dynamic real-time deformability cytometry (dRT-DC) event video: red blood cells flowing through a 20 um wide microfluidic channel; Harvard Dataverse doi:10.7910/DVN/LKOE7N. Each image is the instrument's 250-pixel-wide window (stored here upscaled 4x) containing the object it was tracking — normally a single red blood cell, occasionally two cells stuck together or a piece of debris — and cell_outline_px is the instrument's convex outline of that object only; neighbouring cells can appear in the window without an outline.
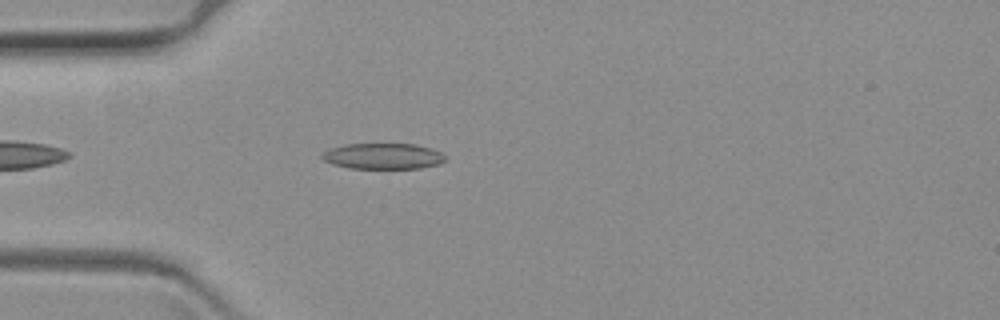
{"species": "common noctule bat (a hibernating species)", "species_latin": "Nyctalus noctula", "temperature_condition": "warm", "stored_images_in_passage": 45, "camera_frame_rate_fps": 3000, "um_per_image_px": 0.085, "animal": {"sex": "female", "body_mass_g": 19.3, "forearm_length_mm": 54.1}, "frame": {"image": 1, "passage_image": 6, "time_ms": 1.667, "image_size_px": [1000, 320], "cell_outline_px": [[444, 160], [440, 164], [420, 168], [348, 168], [332, 164], [324, 160], [320, 156], [324, 152], [332, 148], [344, 144], [416, 144], [440, 152], [444, 156]], "centroid_in_image_um": [32.53, 13.27], "position_along_channel_um": 52.5, "area_um2": 18.38}}
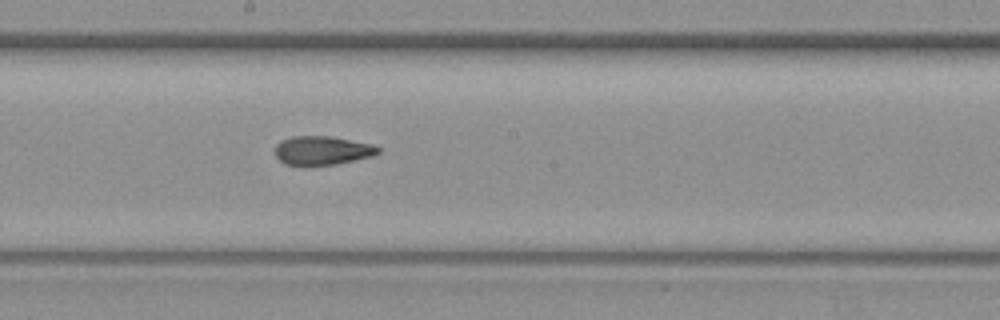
{"frame": {"image": 2, "passage_image": 22, "time_ms": 7.0, "image_size_px": [1000, 320], "cell_outline_px": [[380, 152], [372, 156], [336, 164], [308, 168], [304, 168], [284, 164], [276, 156], [276, 144], [280, 140], [292, 136], [332, 136], [372, 144], [380, 148]], "centroid_in_image_um": [27.35, 12.82], "position_along_channel_um": 220.9, "area_um2": 17.92}}
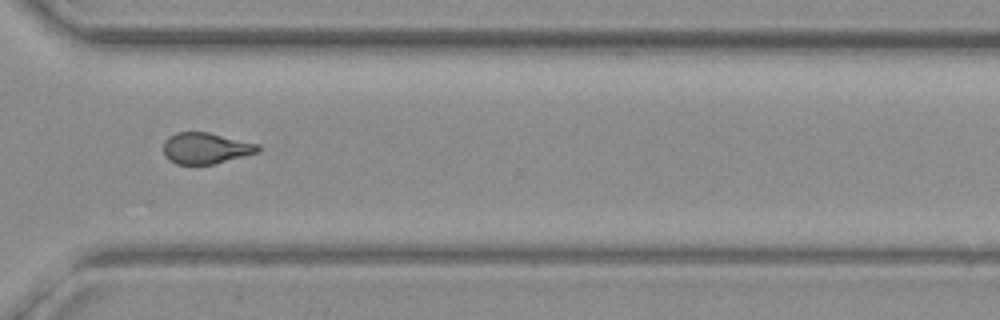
{"frame": {"image": 3, "passage_image": 34, "time_ms": 11.0, "image_size_px": [1000, 320], "cell_outline_px": [[260, 152], [212, 164], [176, 164], [168, 160], [164, 156], [164, 140], [168, 136], [176, 132], [208, 132], [260, 144]], "centroid_in_image_um": [17.48, 12.59], "position_along_channel_um": 353.1, "area_um2": 17.28}}